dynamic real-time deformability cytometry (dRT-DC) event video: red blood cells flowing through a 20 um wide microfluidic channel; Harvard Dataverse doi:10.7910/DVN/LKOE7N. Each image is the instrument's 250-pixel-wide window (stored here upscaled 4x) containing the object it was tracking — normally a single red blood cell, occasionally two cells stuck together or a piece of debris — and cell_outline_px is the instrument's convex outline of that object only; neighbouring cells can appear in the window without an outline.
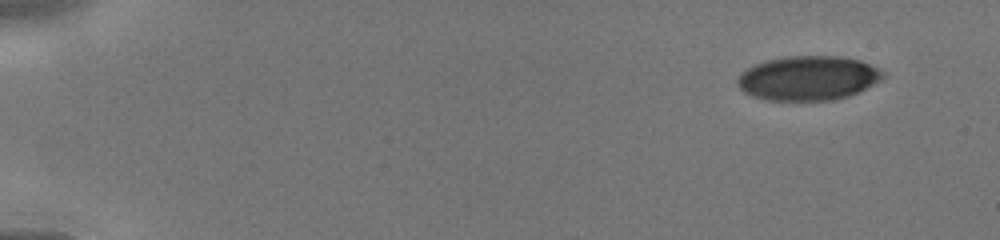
{"species": "human", "species_latin": "Homo sapiens", "temperature_condition": "cold", "stored_images_in_passage": 41, "camera_frame_rate_fps": 3000, "um_per_image_px": 0.085, "donor": {"sex": "male"}, "frame": {"image": 1, "passage_image": 1, "time_ms": 0.0, "image_size_px": [1000, 240], "cell_outline_px": [[884, 76], [880, 80], [860, 92], [848, 96], [832, 100], [768, 100], [752, 96], [744, 92], [736, 84], [736, 80], [740, 72], [756, 64], [768, 60], [788, 56], [840, 56], [860, 60], [884, 72]], "centroid_in_image_um": [68.67, 6.64], "position_along_channel_um": 16.3, "area_um2": 37.57}}
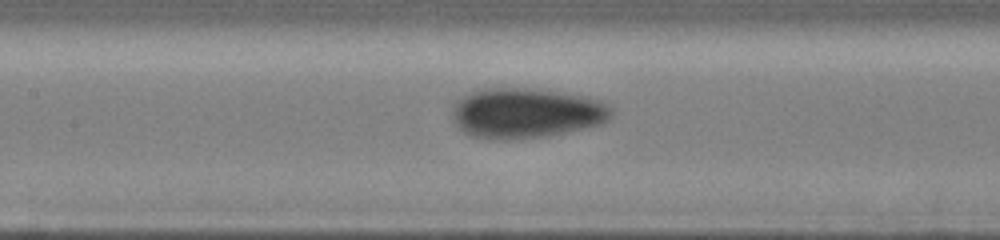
{"frame": {"image": 2, "passage_image": 19, "time_ms": 6.333, "image_size_px": [1000, 240], "cell_outline_px": [[612, 116], [608, 120], [600, 124], [564, 132], [544, 136], [508, 140], [496, 140], [472, 136], [464, 132], [452, 120], [452, 104], [460, 96], [484, 88], [536, 88], [564, 92], [588, 96], [604, 100], [612, 108]], "centroid_in_image_um": [44.71, 9.59], "position_along_channel_um": 162.7, "area_um2": 47.11}}
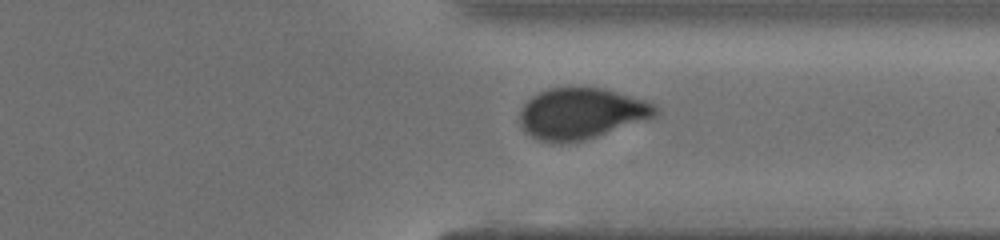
{"frame": {"image": 3, "passage_image": 31, "time_ms": 10.667, "image_size_px": [1000, 240], "cell_outline_px": [[660, 112], [656, 116], [596, 136], [580, 140], [540, 140], [532, 136], [524, 128], [520, 120], [520, 112], [524, 104], [532, 96], [540, 92], [552, 88], [604, 88], [644, 100], [656, 104], [660, 108]], "centroid_in_image_um": [49.47, 9.6], "position_along_channel_um": 361.9, "area_um2": 39.25}}